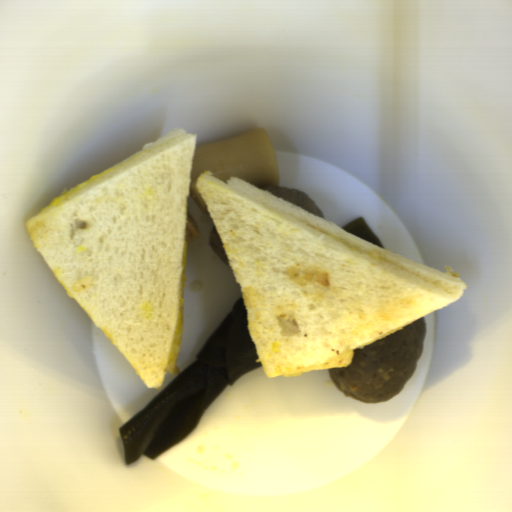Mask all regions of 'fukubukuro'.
Masks as SVG:
<instances>
[{
	"label": "fukubukuro",
	"mask_w": 512,
	"mask_h": 512,
	"mask_svg": "<svg viewBox=\"0 0 512 512\" xmlns=\"http://www.w3.org/2000/svg\"><path fill=\"white\" fill-rule=\"evenodd\" d=\"M199 230L192 215L186 211L185 245H189L198 235Z\"/></svg>",
	"instance_id": "fukubukuro-1"
}]
</instances>
